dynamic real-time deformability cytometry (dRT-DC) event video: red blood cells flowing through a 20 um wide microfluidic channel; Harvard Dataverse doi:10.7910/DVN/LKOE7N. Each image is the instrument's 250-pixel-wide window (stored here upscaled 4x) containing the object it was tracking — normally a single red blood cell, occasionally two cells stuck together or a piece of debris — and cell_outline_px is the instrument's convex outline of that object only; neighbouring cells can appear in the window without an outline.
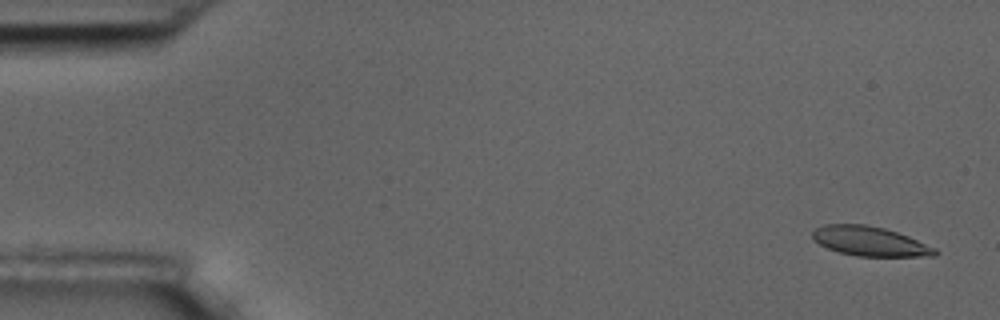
{"species": "common noctule bat (a hibernating species)", "species_latin": "Nyctalus noctula", "temperature_condition": "room temperature", "stored_images_in_passage": 57, "camera_frame_rate_fps": 3000, "um_per_image_px": 0.085, "animal": {"sex": "male", "body_mass_g": 17.5, "forearm_length_mm": 52.3}, "frame": {"image": 1, "passage_image": 3, "time_ms": 0.667, "image_size_px": [1000, 320], "cell_outline_px": [[940, 252], [936, 256], [856, 256], [840, 252], [828, 248], [812, 240], [812, 228], [824, 224], [864, 224], [884, 228], [908, 236], [936, 248]], "centroid_in_image_um": [73.91, 20.5], "position_along_channel_um": 11.1, "area_um2": 21.15}}
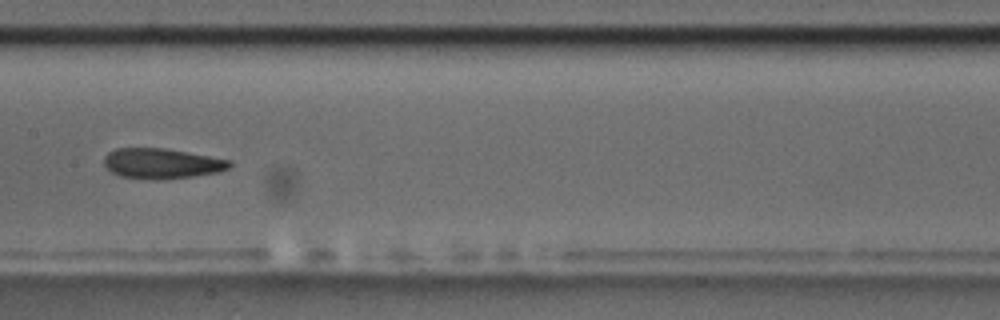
{"frame": {"image": 2, "passage_image": 29, "time_ms": 9.333, "image_size_px": [1000, 320], "cell_outline_px": [[232, 164], [228, 168], [220, 172], [164, 180], [156, 180], [120, 176], [112, 172], [104, 164], [104, 156], [108, 152], [116, 148], [164, 148], [232, 160]], "centroid_in_image_um": [13.75, 13.9], "position_along_channel_um": 193.6, "area_um2": 22.2}}
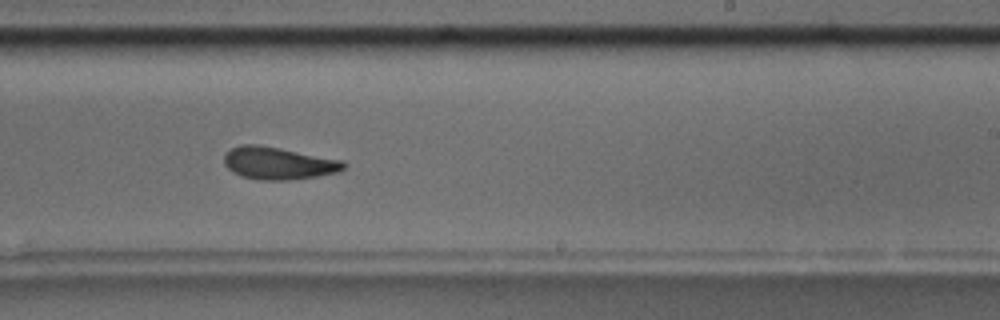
{"frame": {"image": 3, "passage_image": 35, "time_ms": 11.333, "image_size_px": [1000, 320], "cell_outline_px": [[348, 164], [344, 168], [336, 172], [316, 176], [288, 180], [260, 180], [240, 176], [232, 172], [224, 164], [224, 156], [232, 148], [240, 144], [260, 144], [344, 160]], "centroid_in_image_um": [23.66, 13.86], "position_along_channel_um": 265.3, "area_um2": 22.72}}